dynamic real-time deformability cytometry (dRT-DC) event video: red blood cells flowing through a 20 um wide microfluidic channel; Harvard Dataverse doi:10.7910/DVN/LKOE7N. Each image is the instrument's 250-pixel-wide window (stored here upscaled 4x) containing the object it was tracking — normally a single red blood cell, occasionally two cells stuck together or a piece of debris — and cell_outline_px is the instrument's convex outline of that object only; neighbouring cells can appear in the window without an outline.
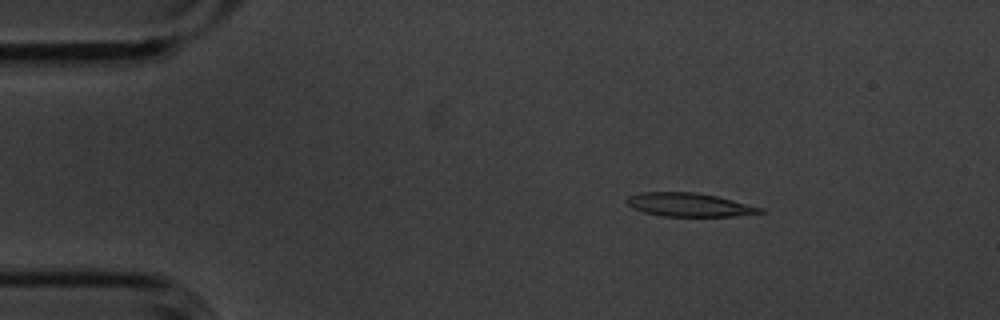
{"species": "common noctule bat (a hibernating species)", "species_latin": "Nyctalus noctula", "temperature_condition": "cold", "stored_images_in_passage": 4, "camera_frame_rate_fps": 3000, "um_per_image_px": 0.085, "animal": {"sex": "male", "body_mass_g": 20.1, "forearm_length_mm": 53.5}, "frame": {"image": 1, "passage_image": 2, "time_ms": 0.333, "image_size_px": [1000, 320], "cell_outline_px": [[764, 212], [732, 216], [664, 216], [644, 212], [628, 204], [624, 200], [628, 196], [640, 192], [696, 192], [716, 196], [764, 208]], "centroid_in_image_um": [58.56, 17.39], "position_along_channel_um": 26.4, "area_um2": 18.09}}
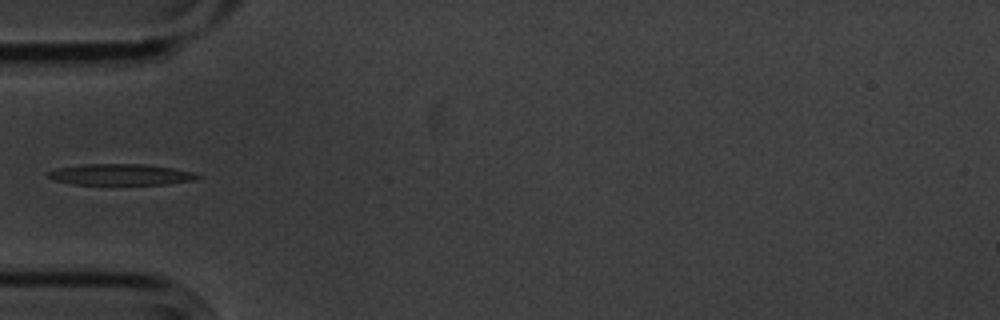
{"frame": {"image": 2, "passage_image": 4, "time_ms": 1.0, "image_size_px": [1000, 320], "cell_outline_px": [[200, 176], [196, 180], [168, 184], [72, 184], [52, 180], [44, 176], [44, 172], [56, 168], [80, 164], [144, 164], [172, 168], [192, 172]], "centroid_in_image_um": [10.14, 14.83], "position_along_channel_um": 74.9, "area_um2": 18.61}}